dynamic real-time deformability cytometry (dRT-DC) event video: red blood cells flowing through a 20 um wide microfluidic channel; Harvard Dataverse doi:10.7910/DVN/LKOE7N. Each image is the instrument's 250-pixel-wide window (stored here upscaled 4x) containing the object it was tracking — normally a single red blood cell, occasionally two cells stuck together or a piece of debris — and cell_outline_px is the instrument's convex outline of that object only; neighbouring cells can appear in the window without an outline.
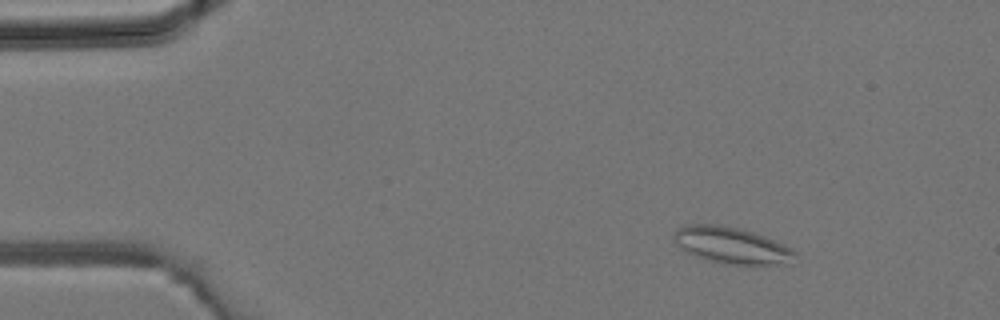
{"species": "common noctule bat (a hibernating species)", "species_latin": "Nyctalus noctula", "temperature_condition": "room temperature", "stored_images_in_passage": 4, "camera_frame_rate_fps": 3000, "um_per_image_px": 0.085, "animal": {"sex": "male", "body_mass_g": 19.2, "forearm_length_mm": 51.8}, "frame": {"image": 1, "passage_image": 1, "time_ms": 0.0, "image_size_px": [1000, 320], "cell_outline_px": [[796, 252], [792, 264], [720, 264], [684, 252], [672, 236], [672, 232], [676, 228], [688, 224], [716, 224], [736, 228], [752, 232], [764, 236], [784, 244], [792, 248]], "centroid_in_image_um": [62.16, 20.86], "position_along_channel_um": 22.8, "area_um2": 25.84}}